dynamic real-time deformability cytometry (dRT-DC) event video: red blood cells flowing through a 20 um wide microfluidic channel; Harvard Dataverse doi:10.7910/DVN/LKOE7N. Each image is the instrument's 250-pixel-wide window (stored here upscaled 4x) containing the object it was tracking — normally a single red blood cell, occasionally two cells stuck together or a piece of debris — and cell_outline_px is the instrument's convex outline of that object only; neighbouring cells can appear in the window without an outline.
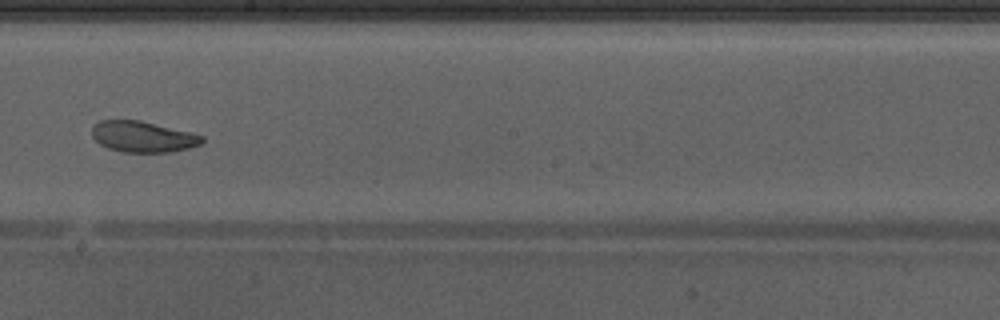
{"species": "Egyptian fruit bat (a non-hibernating species)", "species_latin": "Rousettus aegyptiacus", "temperature_condition": "warm", "stored_images_in_passage": 49, "camera_frame_rate_fps": 3000, "um_per_image_px": 0.085, "animal": {"sex": "male"}, "frame": {"image": 1, "passage_image": 28, "time_ms": 9.0, "image_size_px": [1000, 320], "cell_outline_px": [[204, 140], [200, 144], [188, 148], [172, 152], [124, 152], [108, 148], [100, 144], [92, 136], [92, 124], [100, 120], [140, 120], [192, 132], [204, 136]], "centroid_in_image_um": [12.14, 11.61], "position_along_channel_um": 236.1, "area_um2": 20.0}, "authors_computed_cell_mechanics": {"area_um2": 24.6228, "velocity_mm_per_s": 4.2099, "shape_relaxation_time_tau1_ms": null, "shape_relaxation_time_tau2_ms": 2.5914, "deformation_change_tau1": null, "deformation_change_tau2": 0.0693}}